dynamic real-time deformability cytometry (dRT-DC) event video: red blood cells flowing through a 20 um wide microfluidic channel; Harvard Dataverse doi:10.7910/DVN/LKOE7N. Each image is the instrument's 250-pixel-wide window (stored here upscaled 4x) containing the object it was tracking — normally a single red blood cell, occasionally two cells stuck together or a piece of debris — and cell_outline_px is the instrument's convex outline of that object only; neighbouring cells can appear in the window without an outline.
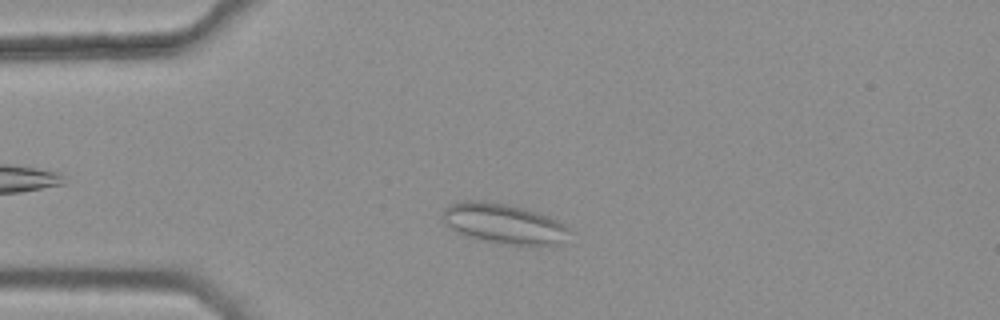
{"species": "common noctule bat (a hibernating species)", "species_latin": "Nyctalus noctula", "temperature_condition": "warm", "stored_images_in_passage": 32, "camera_frame_rate_fps": 3000, "um_per_image_px": 0.085, "animal": {"sex": "female", "body_mass_g": 25.1}, "frame": {"image": 1, "passage_image": 1, "time_ms": 0.0, "image_size_px": [1000, 320], "cell_outline_px": [[572, 232], [560, 244], [500, 244], [484, 240], [456, 232], [444, 224], [444, 208], [452, 204], [464, 200], [480, 200], [504, 204], [520, 208], [548, 216], [560, 220], [572, 228]], "centroid_in_image_um": [42.86, 19.01], "position_along_channel_um": 42.1, "area_um2": 29.3}}
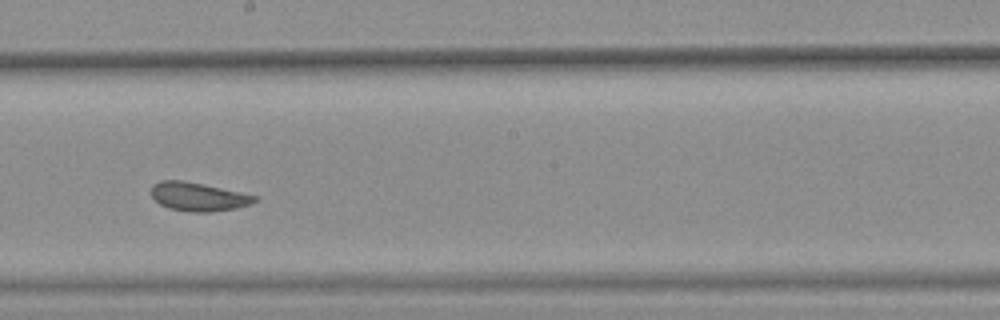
{"frame": {"image": 2, "passage_image": 18, "time_ms": 5.667, "image_size_px": [1000, 320], "cell_outline_px": [[260, 200], [252, 204], [236, 208], [212, 212], [188, 212], [168, 208], [160, 204], [152, 196], [152, 184], [160, 180], [184, 180], [204, 184], [260, 196]], "centroid_in_image_um": [16.91, 16.72], "position_along_channel_um": 231.3, "area_um2": 17.57}}
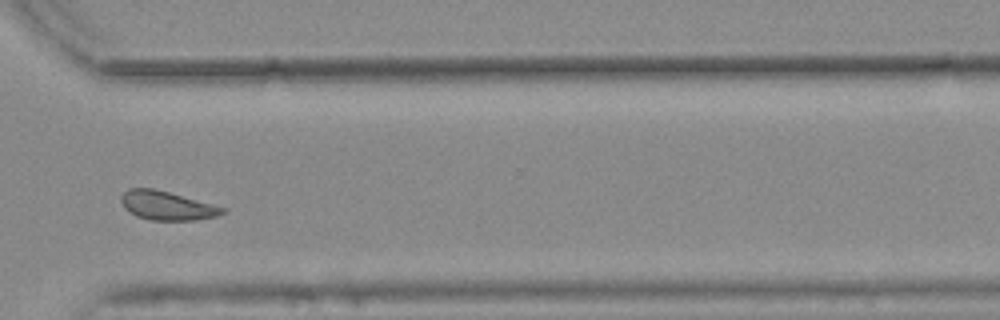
{"frame": {"image": 3, "passage_image": 28, "time_ms": 9.0, "image_size_px": [1000, 320], "cell_outline_px": [[228, 212], [216, 216], [196, 220], [148, 220], [136, 216], [128, 212], [124, 208], [120, 200], [120, 196], [128, 188], [152, 188], [168, 192], [228, 208]], "centroid_in_image_um": [14.19, 17.48], "position_along_channel_um": 356.4, "area_um2": 17.22}, "authors_computed_cell_mechanics": {"area_um2": 17.5712, "velocity_mm_per_s": 3.726, "shape_relaxation_time_tau1_ms": null, "shape_relaxation_time_tau2_ms": 1.2289, "deformation_change_tau1": null, "deformation_change_tau2": 0.0464}}